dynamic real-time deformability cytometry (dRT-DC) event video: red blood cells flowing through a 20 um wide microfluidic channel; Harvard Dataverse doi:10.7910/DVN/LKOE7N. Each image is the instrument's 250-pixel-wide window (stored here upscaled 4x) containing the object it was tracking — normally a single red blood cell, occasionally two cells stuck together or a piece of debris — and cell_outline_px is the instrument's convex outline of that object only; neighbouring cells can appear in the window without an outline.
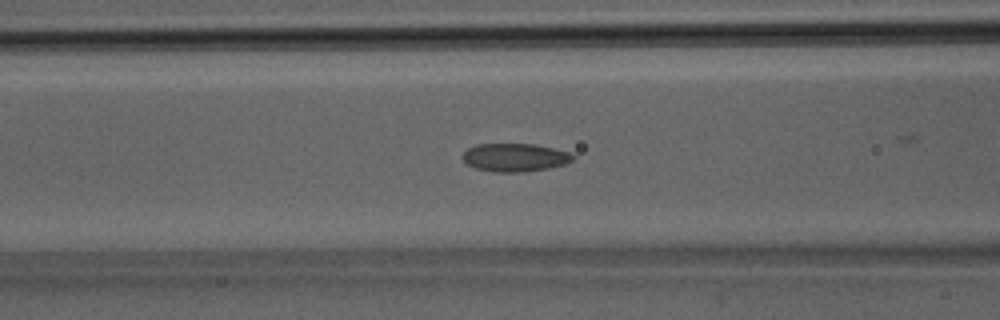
{"species": "Egyptian fruit bat (a non-hibernating species)", "species_latin": "Rousettus aegyptiacus", "temperature_condition": "room temperature", "stored_images_in_passage": 32, "camera_frame_rate_fps": 3000, "um_per_image_px": 0.085, "animal": {"sex": "male"}, "frame": {"image": 1, "passage_image": 10, "time_ms": 3.0, "image_size_px": [1000, 320], "cell_outline_px": [[576, 156], [568, 164], [548, 168], [524, 172], [492, 172], [476, 168], [468, 164], [464, 160], [464, 152], [468, 148], [476, 144], [532, 144], [572, 152]], "centroid_in_image_um": [43.82, 13.39], "position_along_channel_um": 122.8, "area_um2": 18.15}}